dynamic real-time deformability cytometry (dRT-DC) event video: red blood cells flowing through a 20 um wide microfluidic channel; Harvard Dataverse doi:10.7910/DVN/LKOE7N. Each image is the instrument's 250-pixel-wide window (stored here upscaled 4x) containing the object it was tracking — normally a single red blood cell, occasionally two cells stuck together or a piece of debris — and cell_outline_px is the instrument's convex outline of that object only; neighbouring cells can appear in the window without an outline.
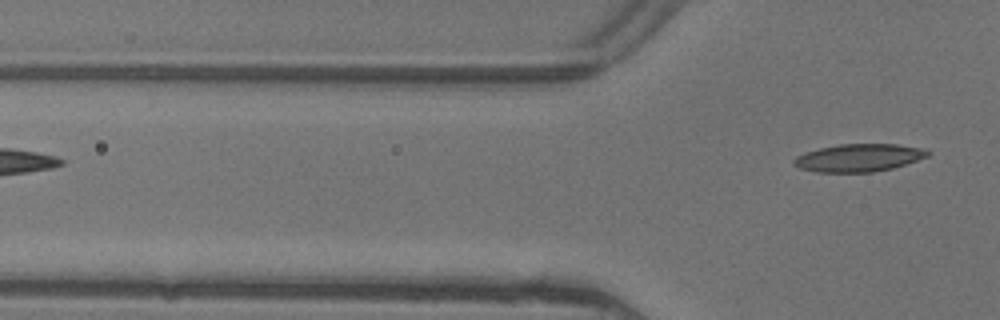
{"species": "common noctule bat (a hibernating species)", "species_latin": "Nyctalus noctula", "temperature_condition": "warm", "stored_images_in_passage": 5, "camera_frame_rate_fps": 3000, "um_per_image_px": 0.085, "animal": {"sex": "female"}, "frame": {"image": 1, "passage_image": 5, "time_ms": 1.333, "image_size_px": [1000, 320], "cell_outline_px": [[932, 152], [928, 156], [892, 168], [872, 172], [816, 172], [800, 168], [792, 164], [792, 160], [796, 156], [804, 152], [820, 148], [840, 144], [896, 144], [920, 148]], "centroid_in_image_um": [72.95, 13.41], "position_along_channel_um": 52.9, "area_um2": 21.5}}